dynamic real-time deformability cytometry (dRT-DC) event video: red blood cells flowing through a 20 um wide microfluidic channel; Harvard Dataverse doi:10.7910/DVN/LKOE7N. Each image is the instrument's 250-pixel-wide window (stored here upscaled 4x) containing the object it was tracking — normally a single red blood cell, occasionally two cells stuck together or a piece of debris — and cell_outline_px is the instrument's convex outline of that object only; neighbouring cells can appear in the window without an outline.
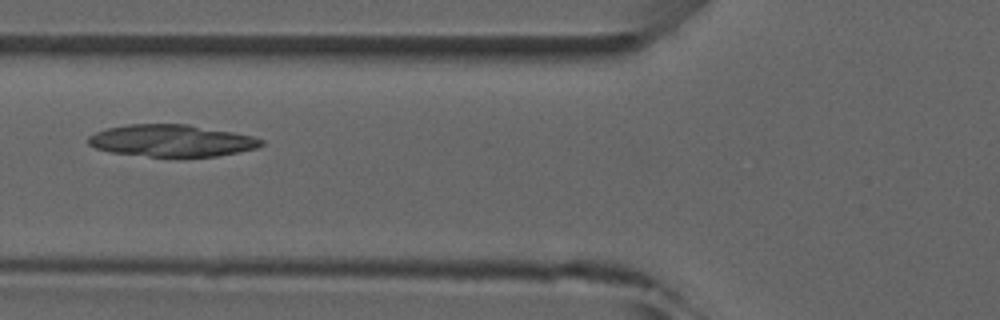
{"species": "common noctule bat (a hibernating species)", "species_latin": "Nyctalus noctula", "temperature_condition": "room temperature", "stored_images_in_passage": 6, "camera_frame_rate_fps": 3000, "um_per_image_px": 0.085, "animal": {"sex": "male", "forearm_length_mm": 52.5}, "frame": {"image": 1, "passage_image": 6, "time_ms": 5.667, "image_size_px": [1000, 320], "cell_outline_px": [[264, 144], [256, 148], [240, 152], [216, 156], [176, 160], [108, 152], [96, 148], [88, 144], [88, 136], [96, 132], [108, 128], [128, 124], [188, 124], [232, 132], [252, 136], [264, 140]], "centroid_in_image_um": [14.59, 12.0], "position_along_channel_um": 111.2, "area_um2": 33.23}}